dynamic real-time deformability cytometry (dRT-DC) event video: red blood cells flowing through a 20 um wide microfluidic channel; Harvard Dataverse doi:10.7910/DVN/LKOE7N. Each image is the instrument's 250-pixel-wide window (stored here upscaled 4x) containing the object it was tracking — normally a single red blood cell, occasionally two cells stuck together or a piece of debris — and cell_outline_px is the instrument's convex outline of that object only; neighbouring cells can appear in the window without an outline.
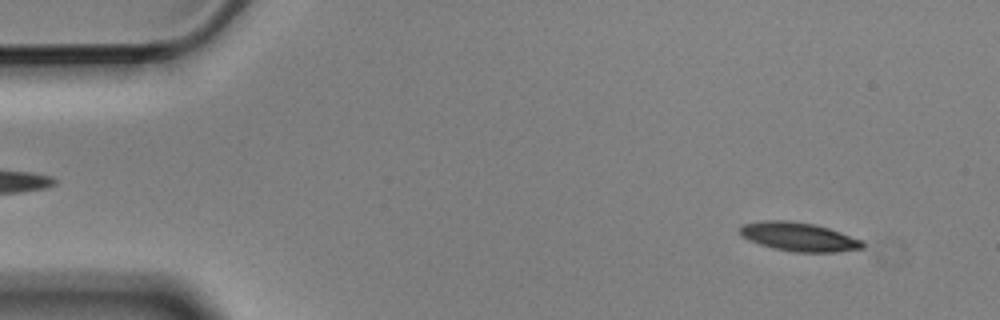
{"species": "Egyptian fruit bat (a non-hibernating species)", "species_latin": "Rousettus aegyptiacus", "temperature_condition": "cold", "stored_images_in_passage": 4, "camera_frame_rate_fps": 3000, "um_per_image_px": 0.085, "animal": {"sex": "male"}, "frame": {"image": 1, "passage_image": 1, "time_ms": 0.0, "image_size_px": [1000, 320], "cell_outline_px": [[864, 248], [836, 252], [792, 252], [772, 248], [748, 240], [740, 232], [740, 228], [744, 224], [760, 220], [788, 220], [812, 224], [828, 228], [864, 240]], "centroid_in_image_um": [67.92, 20.13], "position_along_channel_um": 17.1, "area_um2": 20.58}}
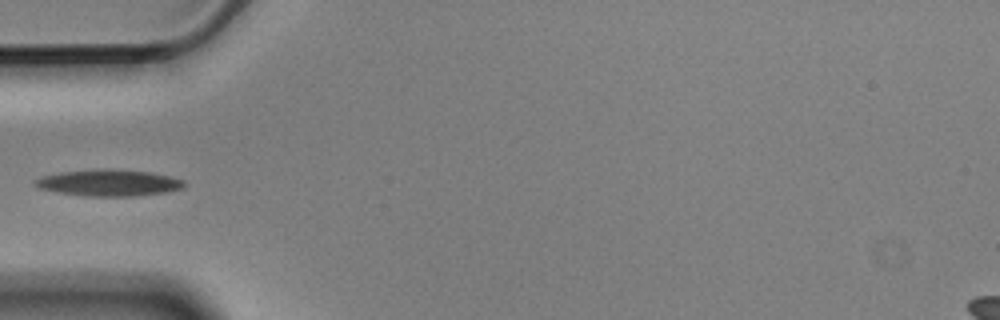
{"frame": {"image": 2, "passage_image": 4, "time_ms": 1.0, "image_size_px": [1000, 320], "cell_outline_px": [[184, 188], [164, 192], [136, 196], [84, 196], [60, 192], [40, 188], [32, 180], [44, 176], [60, 172], [100, 168], [112, 168], [152, 172], [172, 176], [184, 180]], "centroid_in_image_um": [9.3, 15.52], "position_along_channel_um": 75.7, "area_um2": 23.12}}